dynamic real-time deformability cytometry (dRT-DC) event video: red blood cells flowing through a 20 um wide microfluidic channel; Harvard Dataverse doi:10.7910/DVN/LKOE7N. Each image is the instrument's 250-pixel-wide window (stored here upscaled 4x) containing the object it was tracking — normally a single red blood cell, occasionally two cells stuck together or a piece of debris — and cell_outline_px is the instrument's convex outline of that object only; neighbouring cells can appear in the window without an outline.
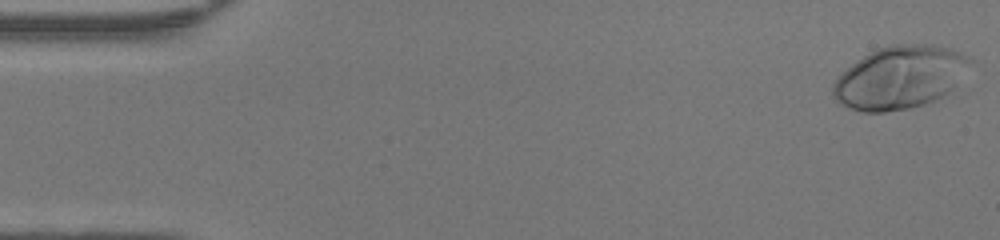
{"species": "human", "species_latin": "Homo sapiens", "temperature_condition": "warm", "stored_images_in_passage": 48, "camera_frame_rate_fps": 3000, "um_per_image_px": 0.085, "donor": {"sex": "female"}, "frame": {"image": 1, "passage_image": 1, "time_ms": 0.0, "image_size_px": [1000, 240], "cell_outline_px": [[976, 60], [956, 84], [948, 92], [924, 104], [912, 108], [884, 112], [864, 112], [840, 104], [832, 96], [832, 84], [852, 64], [864, 56], [880, 48], [892, 44], [932, 44], [952, 48], [972, 56]], "centroid_in_image_um": [76.55, 6.56], "position_along_channel_um": 8.4, "area_um2": 50.17}}
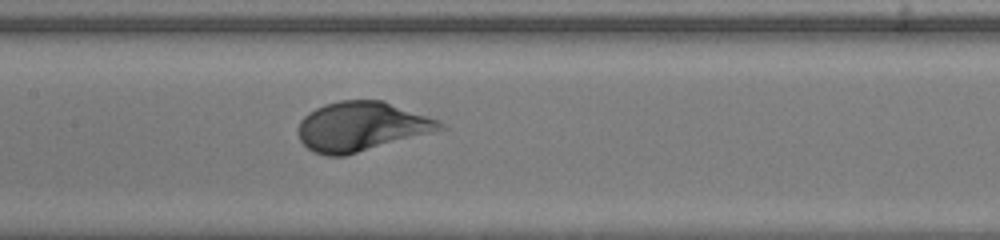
{"frame": {"image": 2, "passage_image": 23, "time_ms": 7.333, "image_size_px": [1000, 240], "cell_outline_px": [[448, 128], [344, 156], [324, 156], [312, 152], [300, 140], [300, 120], [308, 112], [324, 104], [340, 100], [384, 100], [440, 120]], "centroid_in_image_um": [30.74, 10.74], "position_along_channel_um": 176.7, "area_um2": 40.81}}
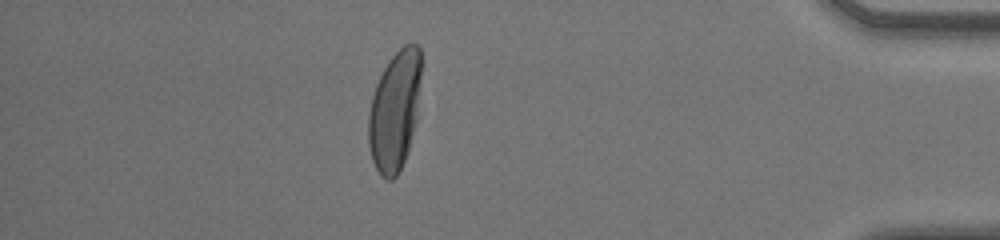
{"frame": {"image": 3, "passage_image": 42, "time_ms": 13.667, "image_size_px": [1000, 240], "cell_outline_px": [[420, 76], [416, 120], [408, 152], [396, 176], [392, 180], [388, 180], [380, 176], [372, 160], [368, 144], [368, 116], [372, 96], [376, 84], [388, 60], [404, 44], [416, 44], [420, 48]], "centroid_in_image_um": [33.53, 9.43], "position_along_channel_um": 401.7, "area_um2": 36.59}, "authors_computed_cell_mechanics": {"area_um2": 40.6045, "velocity_mm_per_s": 4.2618, "shape_relaxation_time_tau1_ms": 3.9924, "shape_relaxation_time_tau2_ms": null, "deformation_change_tau1": 0.249, "deformation_change_tau2": null}}